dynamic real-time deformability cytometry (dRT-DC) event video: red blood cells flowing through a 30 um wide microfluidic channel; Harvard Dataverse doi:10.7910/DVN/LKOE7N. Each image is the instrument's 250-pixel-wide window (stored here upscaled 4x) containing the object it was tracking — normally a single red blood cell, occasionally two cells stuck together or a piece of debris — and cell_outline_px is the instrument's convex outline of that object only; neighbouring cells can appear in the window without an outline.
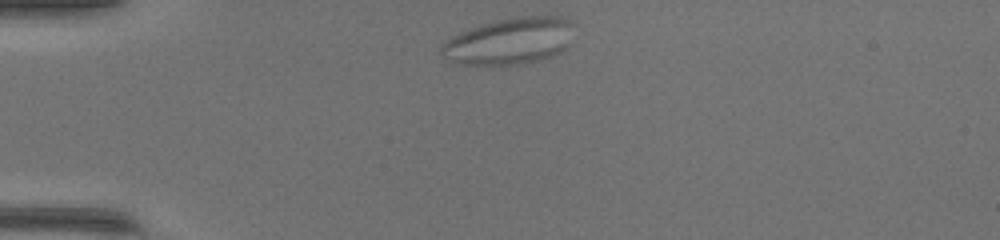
{"species": "common noctule bat (a hibernating species)", "species_latin": "Nyctalus noctula", "temperature_condition": "warm", "stored_images_in_passage": 40, "camera_frame_rate_fps": 3000, "um_per_image_px": 0.085, "animal": {"sex": "female", "body_mass_g": 17.0, "forearm_length_mm": 48.0}, "frame": {"image": 1, "passage_image": 1, "time_ms": 0.0, "image_size_px": [1000, 240], "cell_outline_px": [[572, 24], [568, 44], [560, 52], [540, 60], [516, 64], [456, 64], [444, 56], [440, 52], [440, 48], [452, 36], [460, 32], [480, 24], [516, 16], [560, 16], [568, 20]], "centroid_in_image_um": [43.29, 3.48], "position_along_channel_um": 41.7, "area_um2": 35.49}}
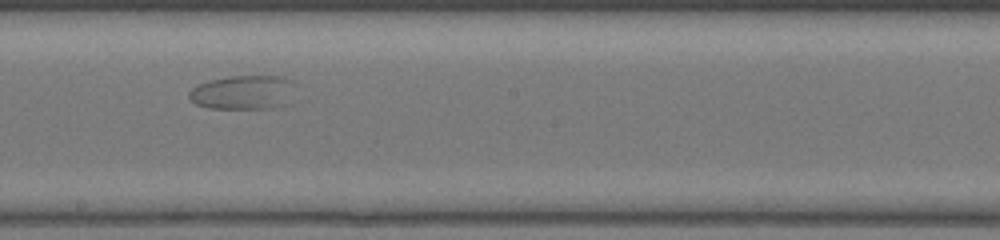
{"frame": {"image": 2, "passage_image": 18, "time_ms": 5.667, "image_size_px": [1000, 240], "cell_outline_px": [[296, 80], [292, 104], [272, 108], [208, 108], [196, 104], [188, 96], [188, 92], [192, 88], [208, 80], [228, 76], [284, 76]], "centroid_in_image_um": [20.78, 7.84], "position_along_channel_um": 227.4, "area_um2": 21.79}}
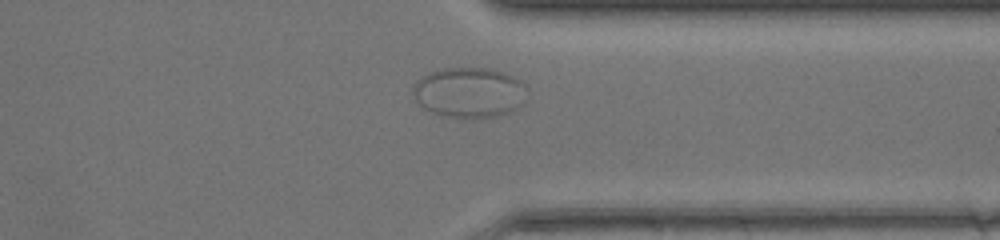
{"frame": {"image": 3, "passage_image": 29, "time_ms": 9.333, "image_size_px": [1000, 240], "cell_outline_px": [[528, 92], [524, 104], [500, 116], [448, 116], [432, 112], [424, 108], [412, 96], [412, 84], [420, 76], [444, 68], [484, 68], [504, 72], [520, 80], [528, 88]], "centroid_in_image_um": [39.89, 7.83], "position_along_channel_um": 371.5, "area_um2": 33.35}}